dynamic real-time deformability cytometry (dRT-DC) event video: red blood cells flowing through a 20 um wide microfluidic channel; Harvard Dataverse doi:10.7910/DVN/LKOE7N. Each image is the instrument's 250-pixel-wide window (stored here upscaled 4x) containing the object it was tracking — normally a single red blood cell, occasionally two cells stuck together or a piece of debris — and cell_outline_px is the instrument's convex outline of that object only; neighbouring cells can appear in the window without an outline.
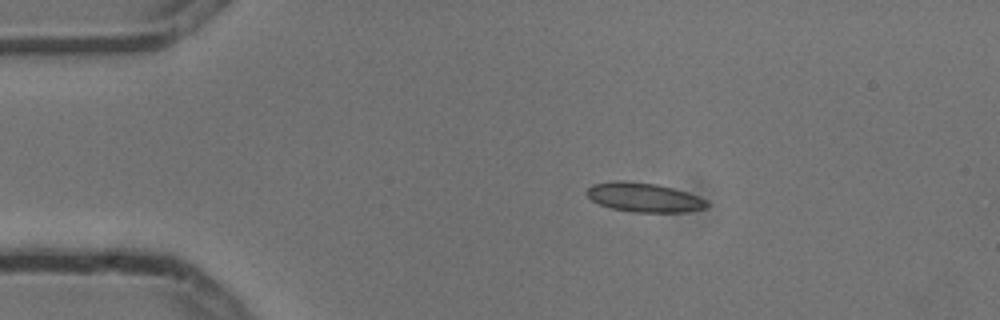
{"species": "common noctule bat (a hibernating species)", "species_latin": "Nyctalus noctula", "temperature_condition": "cold", "stored_images_in_passage": 5, "camera_frame_rate_fps": 3000, "um_per_image_px": 0.085, "animal": {"sex": "male", "body_mass_g": 13.3}, "frame": {"image": 1, "passage_image": 1, "time_ms": 0.0, "image_size_px": [1000, 320], "cell_outline_px": [[708, 208], [684, 212], [632, 212], [612, 208], [600, 204], [592, 200], [584, 192], [592, 184], [616, 180], [624, 180], [656, 184], [688, 192], [708, 200]], "centroid_in_image_um": [54.75, 16.77], "position_along_channel_um": 30.2, "area_um2": 20.58}}
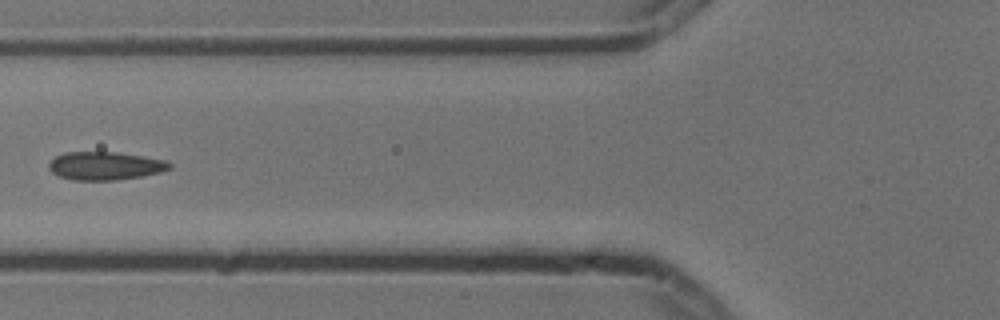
{"frame": {"image": 2, "passage_image": 4, "time_ms": 1.0, "image_size_px": [1000, 320], "cell_outline_px": [[172, 168], [160, 172], [140, 176], [116, 180], [72, 180], [60, 176], [52, 172], [48, 168], [48, 164], [56, 156], [64, 152], [116, 152], [168, 160], [172, 164]], "centroid_in_image_um": [8.95, 14.09], "position_along_channel_um": 116.9, "area_um2": 19.83}}
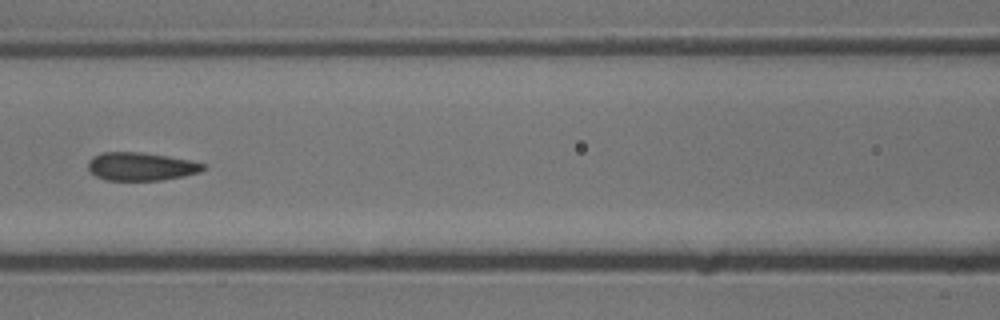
{"frame": {"image": 3, "passage_image": 5, "time_ms": 1.333, "image_size_px": [1000, 320], "cell_outline_px": [[208, 168], [200, 172], [184, 176], [164, 180], [104, 180], [96, 176], [88, 168], [88, 160], [92, 156], [100, 152], [140, 152], [168, 156], [192, 160], [204, 164]], "centroid_in_image_um": [12.0, 14.15], "position_along_channel_um": 154.6, "area_um2": 19.13}}